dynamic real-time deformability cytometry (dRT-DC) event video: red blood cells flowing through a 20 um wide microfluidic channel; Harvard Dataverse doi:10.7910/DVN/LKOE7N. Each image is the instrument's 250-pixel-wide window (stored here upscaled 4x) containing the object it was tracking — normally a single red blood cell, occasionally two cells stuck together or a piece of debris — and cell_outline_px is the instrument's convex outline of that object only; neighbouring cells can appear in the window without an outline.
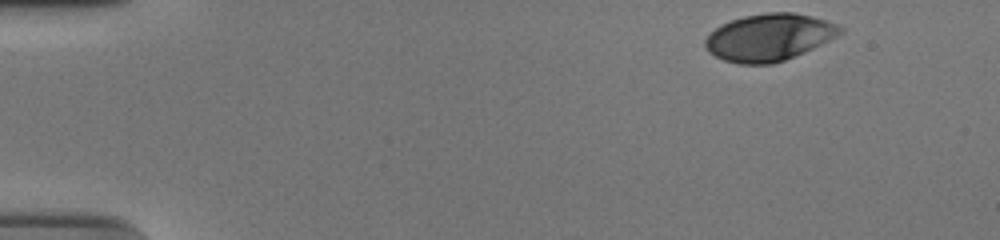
{"species": "human", "species_latin": "Homo sapiens", "temperature_condition": "cold", "stored_images_in_passage": 42, "camera_frame_rate_fps": 3000, "um_per_image_px": 0.085, "donor": {"sex": "male"}, "frame": {"image": 1, "passage_image": 1, "time_ms": 0.0, "image_size_px": [1000, 240], "cell_outline_px": [[844, 32], [804, 52], [784, 60], [772, 64], [740, 64], [724, 60], [708, 52], [704, 44], [704, 40], [716, 28], [732, 20], [744, 16], [768, 12], [792, 12], [812, 16], [840, 24], [844, 28]], "centroid_in_image_um": [65.4, 3.17], "position_along_channel_um": 19.6, "area_um2": 36.82}}
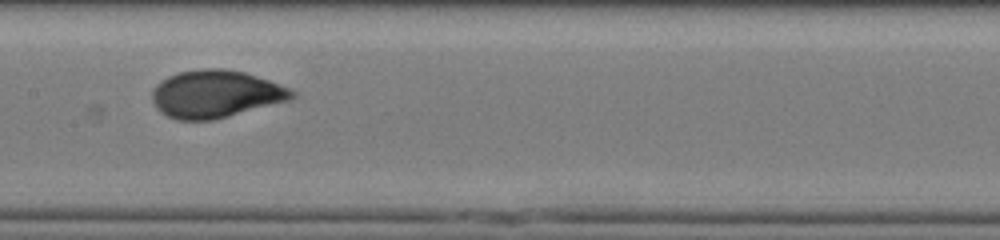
{"frame": {"image": 2, "passage_image": 24, "time_ms": 7.667, "image_size_px": [1000, 240], "cell_outline_px": [[296, 96], [292, 100], [212, 120], [176, 120], [160, 112], [156, 108], [152, 100], [152, 88], [160, 80], [168, 76], [180, 72], [204, 68], [224, 68], [244, 72], [268, 80], [288, 88], [296, 92]], "centroid_in_image_um": [18.31, 7.99], "position_along_channel_um": 189.1, "area_um2": 38.84}}
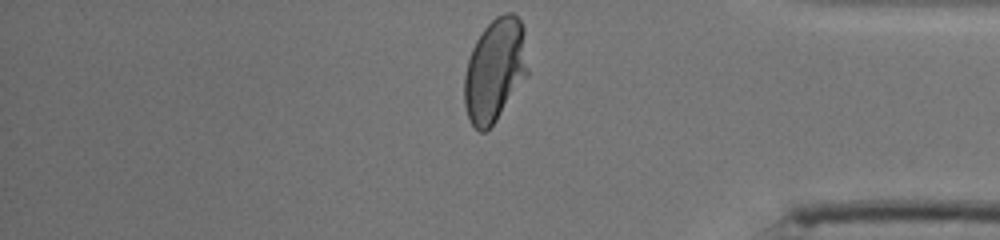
{"frame": {"image": 3, "passage_image": 42, "time_ms": 13.667, "image_size_px": [1000, 240], "cell_outline_px": [[528, 72], [496, 120], [484, 132], [480, 132], [468, 120], [464, 104], [464, 76], [468, 60], [472, 48], [476, 40], [484, 28], [496, 16], [504, 12], [512, 12], [520, 20], [524, 28]], "centroid_in_image_um": [42.05, 5.93], "position_along_channel_um": 393.2, "area_um2": 37.86}, "authors_computed_cell_mechanics": {"area_um2": 37.8301, "velocity_mm_per_s": 3.7141, "shape_relaxation_time_tau1_ms": 4.2232, "shape_relaxation_time_tau2_ms": null, "deformation_change_tau1": 0.1876, "deformation_change_tau2": null}}